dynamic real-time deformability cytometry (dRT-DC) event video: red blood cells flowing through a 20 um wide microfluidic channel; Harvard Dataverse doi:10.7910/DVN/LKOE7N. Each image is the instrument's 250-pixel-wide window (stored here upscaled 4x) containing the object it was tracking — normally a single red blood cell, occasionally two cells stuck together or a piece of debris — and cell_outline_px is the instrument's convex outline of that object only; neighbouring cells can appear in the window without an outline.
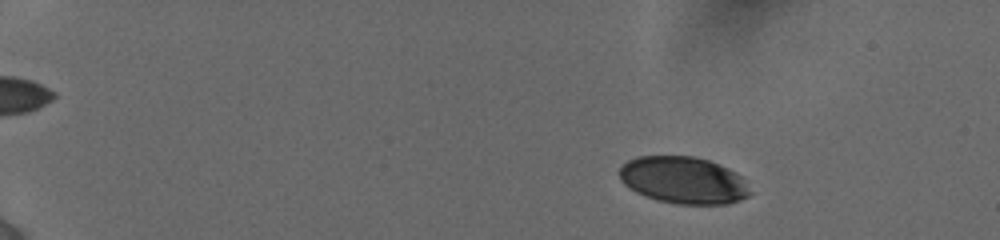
{"species": "human", "species_latin": "Homo sapiens", "temperature_condition": "cold", "stored_images_in_passage": 11, "camera_frame_rate_fps": 3000, "um_per_image_px": 0.085, "donor": {"sex": "female"}, "frame": {"image": 1, "passage_image": 3, "time_ms": 1.667, "image_size_px": [1000, 240], "cell_outline_px": [[752, 192], [748, 196], [740, 200], [728, 204], [676, 204], [656, 200], [644, 196], [636, 192], [624, 184], [620, 180], [620, 168], [628, 160], [636, 156], [692, 156], [708, 160], [720, 164], [744, 176]], "centroid_in_image_um": [58.13, 15.32], "position_along_channel_um": 26.9, "area_um2": 36.18}}
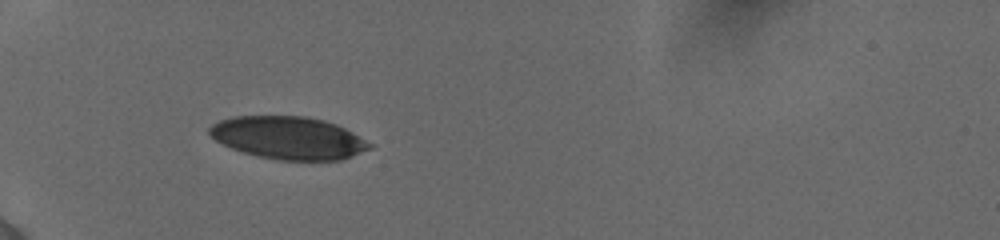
{"frame": {"image": 2, "passage_image": 9, "time_ms": 5.333, "image_size_px": [1000, 240], "cell_outline_px": [[372, 148], [352, 156], [340, 160], [280, 160], [256, 156], [232, 148], [216, 140], [208, 132], [208, 128], [212, 124], [220, 120], [236, 116], [308, 116], [324, 120], [336, 124], [352, 132], [372, 144]], "centroid_in_image_um": [24.52, 11.71], "position_along_channel_um": 60.5, "area_um2": 39.65}}
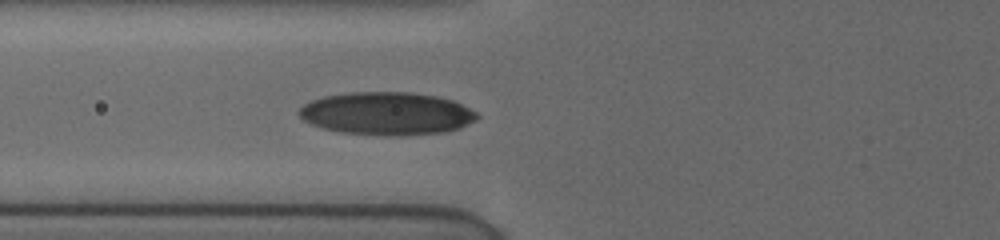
{"frame": {"image": 3, "passage_image": 11, "time_ms": 6.667, "image_size_px": [1000, 240], "cell_outline_px": [[480, 116], [476, 120], [460, 128], [444, 132], [340, 132], [324, 128], [312, 124], [304, 120], [296, 112], [304, 104], [312, 100], [324, 96], [352, 92], [408, 92], [436, 96], [452, 100], [476, 112]], "centroid_in_image_um": [32.86, 9.59], "position_along_channel_um": 92.9, "area_um2": 42.77}}